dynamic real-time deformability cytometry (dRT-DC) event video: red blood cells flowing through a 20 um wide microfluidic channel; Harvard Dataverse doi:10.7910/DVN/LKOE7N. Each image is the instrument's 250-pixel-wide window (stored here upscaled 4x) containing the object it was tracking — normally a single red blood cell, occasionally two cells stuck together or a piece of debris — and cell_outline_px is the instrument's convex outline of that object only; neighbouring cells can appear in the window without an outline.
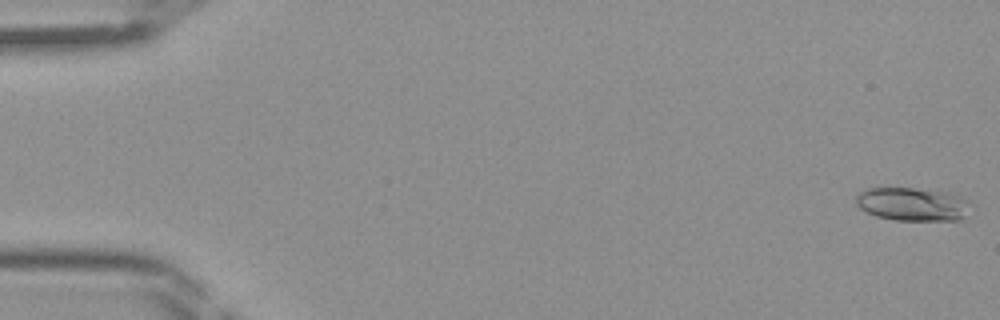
{"species": "Egyptian fruit bat (a non-hibernating species)", "species_latin": "Rousettus aegyptiacus", "temperature_condition": "room temperature", "stored_images_in_passage": 45, "camera_frame_rate_fps": 3000, "um_per_image_px": 0.085, "frame": {"image": 1, "passage_image": 1, "time_ms": 0.0, "image_size_px": [1000, 320], "cell_outline_px": [[968, 200], [964, 216], [960, 220], [896, 220], [876, 216], [860, 208], [856, 204], [856, 196], [860, 192], [868, 188], [912, 188], [948, 192], [960, 196]], "centroid_in_image_um": [77.52, 17.35], "position_along_channel_um": 7.5, "area_um2": 21.96}}
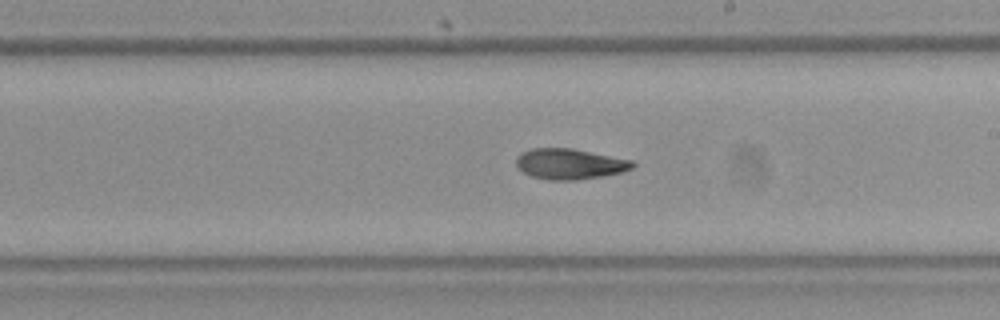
{"frame": {"image": 2, "passage_image": 26, "time_ms": 8.333, "image_size_px": [1000, 320], "cell_outline_px": [[636, 164], [632, 168], [624, 172], [576, 180], [548, 180], [532, 176], [524, 172], [516, 164], [516, 156], [520, 152], [532, 148], [572, 148], [632, 160]], "centroid_in_image_um": [48.42, 13.93], "position_along_channel_um": 240.6, "area_um2": 20.75}}
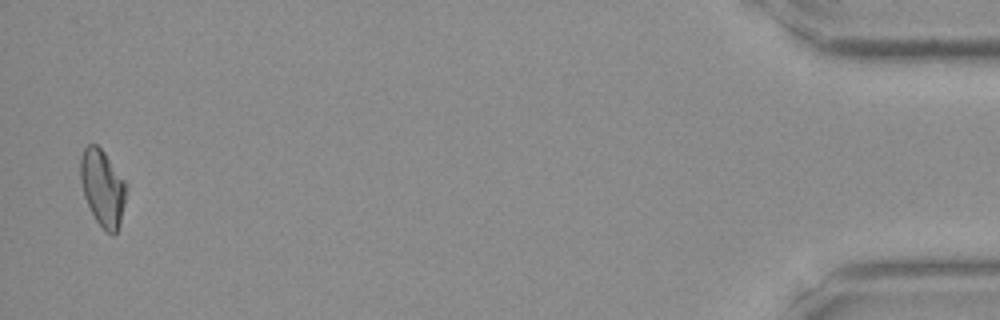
{"frame": {"image": 3, "passage_image": 44, "time_ms": 14.333, "image_size_px": [1000, 320], "cell_outline_px": [[128, 188], [120, 224], [116, 232], [112, 236], [96, 220], [84, 196], [80, 180], [80, 156], [84, 148], [88, 144], [96, 144], [104, 152], [124, 180]], "centroid_in_image_um": [8.72, 15.95], "position_along_channel_um": 426.5, "area_um2": 20.29}}